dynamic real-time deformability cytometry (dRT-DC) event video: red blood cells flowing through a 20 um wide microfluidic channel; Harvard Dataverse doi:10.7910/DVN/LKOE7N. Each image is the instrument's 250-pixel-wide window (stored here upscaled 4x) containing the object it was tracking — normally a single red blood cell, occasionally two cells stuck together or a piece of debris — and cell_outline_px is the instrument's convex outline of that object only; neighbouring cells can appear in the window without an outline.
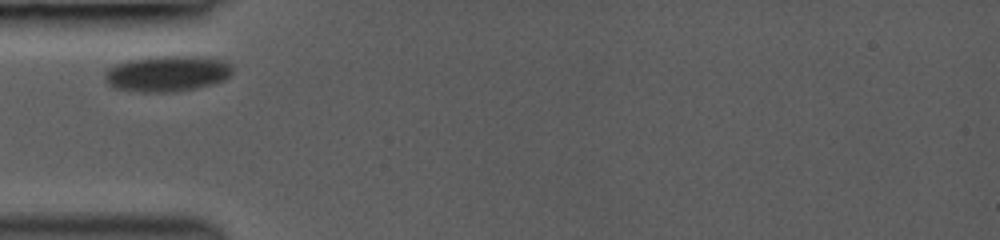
{"species": "common noctule bat (a hibernating species)", "species_latin": "Nyctalus noctula", "temperature_condition": "room temperature", "stored_images_in_passage": 2, "camera_frame_rate_fps": 3000, "um_per_image_px": 0.085, "animal": {"sex": "female", "body_mass_g": 19.0, "forearm_length_mm": 53.3}, "frame": {"image": 1, "passage_image": 1, "time_ms": 0.0, "image_size_px": [1000, 240], "cell_outline_px": [[232, 72], [224, 80], [212, 84], [196, 88], [172, 92], [140, 92], [112, 88], [104, 80], [104, 76], [108, 68], [116, 64], [128, 60], [160, 56], [200, 56], [224, 60], [232, 64]], "centroid_in_image_um": [14.21, 6.26], "position_along_channel_um": 70.8, "area_um2": 26.88}}